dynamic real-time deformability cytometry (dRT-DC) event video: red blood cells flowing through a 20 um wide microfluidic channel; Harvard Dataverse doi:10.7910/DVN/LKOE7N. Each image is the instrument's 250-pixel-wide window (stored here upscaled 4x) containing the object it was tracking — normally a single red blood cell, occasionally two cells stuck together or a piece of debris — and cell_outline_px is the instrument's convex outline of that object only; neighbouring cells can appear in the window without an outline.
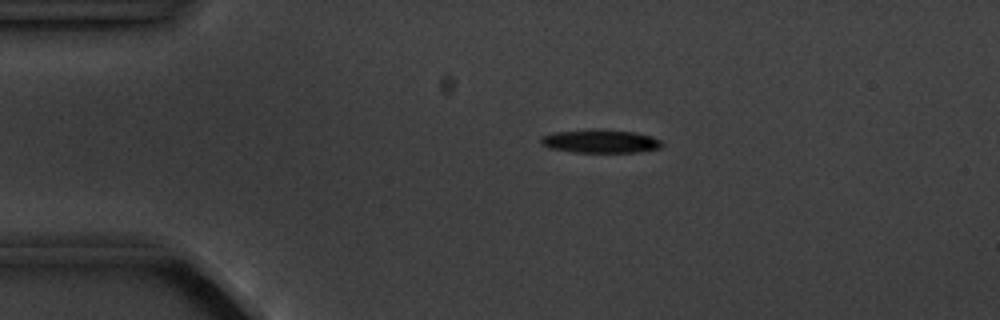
{"species": "common noctule bat (a hibernating species)", "species_latin": "Nyctalus noctula", "temperature_condition": "cold", "stored_images_in_passage": 4, "camera_frame_rate_fps": 3000, "um_per_image_px": 0.085, "animal": {"sex": "male", "body_mass_g": 20.1, "forearm_length_mm": 53.5}, "frame": {"image": 1, "passage_image": 4, "time_ms": 4.333, "image_size_px": [1000, 320], "cell_outline_px": [[664, 144], [660, 148], [636, 152], [572, 152], [548, 148], [540, 144], [540, 136], [552, 132], [596, 128], [632, 132], [652, 136], [660, 140]], "centroid_in_image_um": [50.97, 11.99], "position_along_channel_um": 34.0, "area_um2": 16.76}}